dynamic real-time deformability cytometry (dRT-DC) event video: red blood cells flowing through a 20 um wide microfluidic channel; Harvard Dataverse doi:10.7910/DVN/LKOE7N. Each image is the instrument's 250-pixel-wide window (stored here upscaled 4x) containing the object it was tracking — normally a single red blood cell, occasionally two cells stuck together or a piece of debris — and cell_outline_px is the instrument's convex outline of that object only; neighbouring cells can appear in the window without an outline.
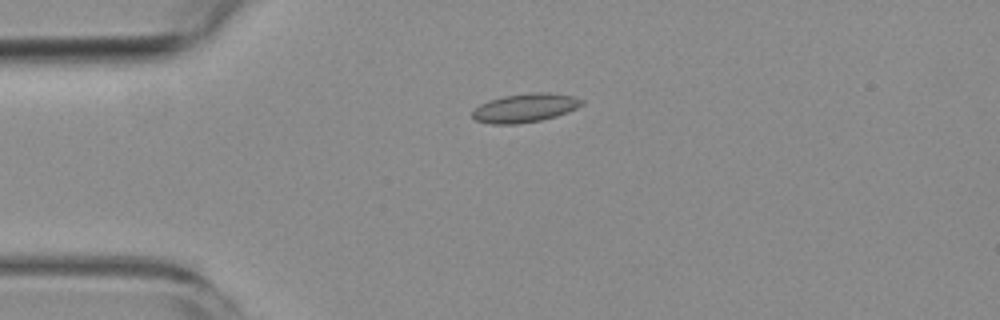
{"species": "common noctule bat (a hibernating species)", "species_latin": "Nyctalus noctula", "temperature_condition": "room temperature", "stored_images_in_passage": 3, "camera_frame_rate_fps": 3000, "um_per_image_px": 0.085, "animal": {"sex": "female", "body_mass_g": 19.3, "forearm_length_mm": 54.1}, "frame": {"image": 1, "passage_image": 1, "time_ms": 0.0, "image_size_px": [1000, 320], "cell_outline_px": [[584, 104], [576, 108], [556, 116], [540, 120], [516, 124], [492, 124], [476, 120], [472, 116], [472, 112], [480, 104], [488, 100], [504, 96], [532, 92], [548, 92], [576, 96], [584, 100]], "centroid_in_image_um": [44.65, 9.16], "position_along_channel_um": 40.3, "area_um2": 18.32}}
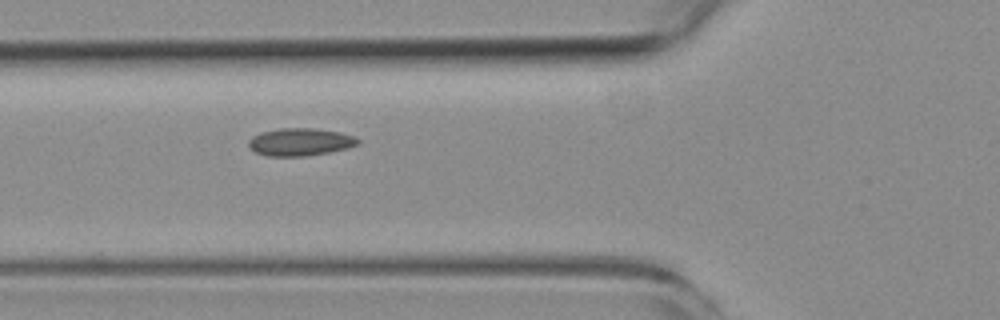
{"frame": {"image": 2, "passage_image": 3, "time_ms": 2.333, "image_size_px": [1000, 320], "cell_outline_px": [[360, 144], [348, 148], [328, 152], [304, 156], [268, 156], [256, 152], [248, 144], [248, 140], [252, 136], [260, 132], [280, 128], [312, 128], [340, 132], [352, 136], [360, 140]], "centroid_in_image_um": [25.51, 12.06], "position_along_channel_um": 100.3, "area_um2": 17.51}}